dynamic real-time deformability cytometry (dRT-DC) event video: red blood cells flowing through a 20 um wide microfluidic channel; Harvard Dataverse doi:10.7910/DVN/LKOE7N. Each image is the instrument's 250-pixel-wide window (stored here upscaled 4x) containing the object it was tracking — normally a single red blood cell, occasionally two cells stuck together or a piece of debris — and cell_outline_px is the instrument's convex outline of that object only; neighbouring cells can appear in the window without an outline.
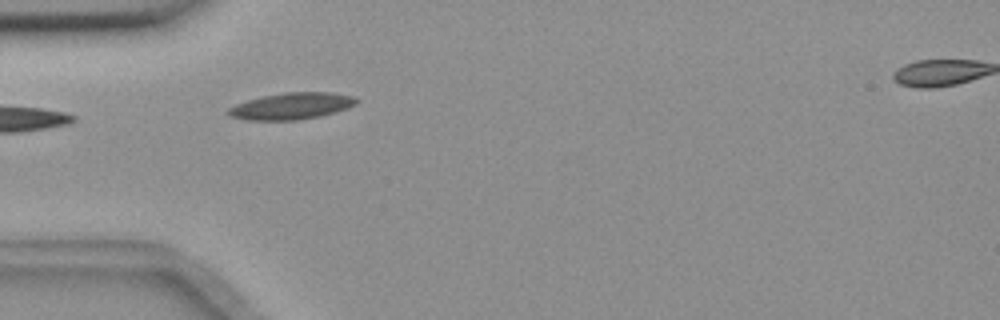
{"species": "common noctule bat (a hibernating species)", "species_latin": "Nyctalus noctula", "temperature_condition": "room temperature", "stored_images_in_passage": 7, "camera_frame_rate_fps": 3000, "um_per_image_px": 0.085, "animal": {"sex": "female", "body_mass_g": 18.4}, "frame": {"image": 1, "passage_image": 4, "time_ms": 1.0, "image_size_px": [1000, 320], "cell_outline_px": [[360, 100], [356, 104], [348, 108], [336, 112], [320, 116], [296, 120], [248, 120], [232, 116], [228, 112], [228, 108], [236, 104], [248, 100], [264, 96], [284, 92], [332, 92], [356, 96]], "centroid_in_image_um": [24.87, 9.0], "position_along_channel_um": 60.1, "area_um2": 19.88}}
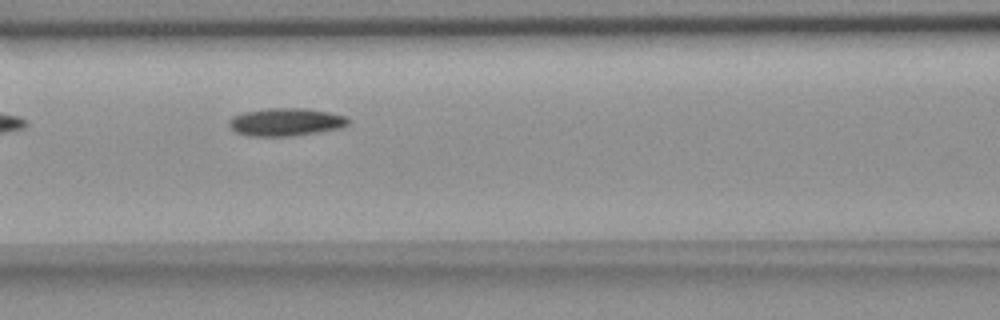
{"frame": {"image": 2, "passage_image": 6, "time_ms": 1.667, "image_size_px": [1000, 320], "cell_outline_px": [[352, 120], [348, 124], [340, 128], [292, 136], [248, 136], [236, 132], [228, 124], [228, 120], [232, 116], [244, 112], [268, 108], [304, 108], [328, 112], [348, 116]], "centroid_in_image_um": [24.3, 10.36], "position_along_channel_um": 142.3, "area_um2": 19.42}}
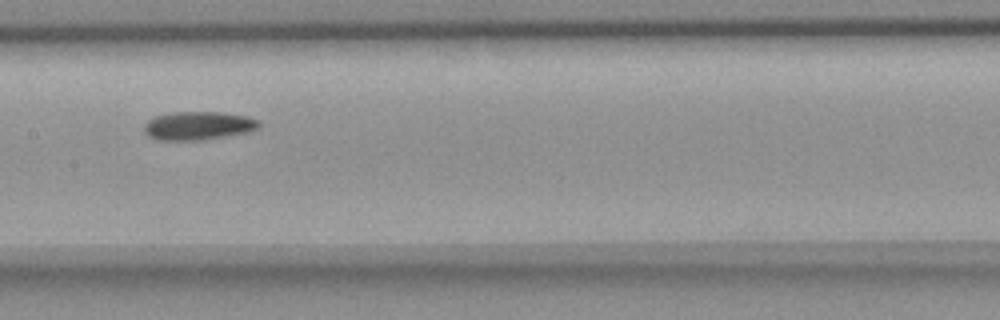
{"frame": {"image": 3, "passage_image": 7, "time_ms": 2.0, "image_size_px": [1000, 320], "cell_outline_px": [[260, 124], [256, 128], [244, 132], [204, 140], [156, 140], [148, 136], [144, 132], [144, 124], [148, 120], [156, 116], [172, 112], [220, 112], [244, 116], [260, 120]], "centroid_in_image_um": [16.78, 10.68], "position_along_channel_um": 190.6, "area_um2": 18.84}}